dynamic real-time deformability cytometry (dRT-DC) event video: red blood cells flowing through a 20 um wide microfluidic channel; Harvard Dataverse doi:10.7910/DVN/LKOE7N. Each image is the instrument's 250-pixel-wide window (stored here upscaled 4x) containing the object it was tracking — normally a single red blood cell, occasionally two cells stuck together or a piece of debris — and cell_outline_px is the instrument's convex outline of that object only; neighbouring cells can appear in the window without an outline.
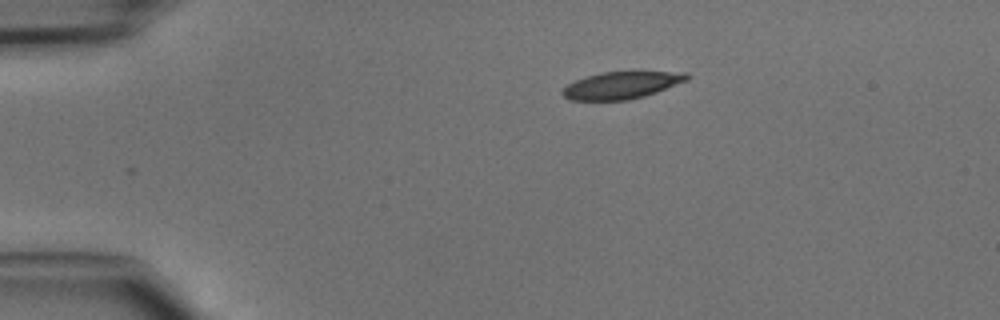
{"species": "common noctule bat (a hibernating species)", "species_latin": "Nyctalus noctula", "temperature_condition": "cold", "stored_images_in_passage": 39, "camera_frame_rate_fps": 3000, "um_per_image_px": 0.085, "animal": {"sex": "male", "body_mass_g": 15.6}, "frame": {"image": 1, "passage_image": 1, "time_ms": 0.0, "image_size_px": [1000, 320], "cell_outline_px": [[688, 80], [656, 92], [644, 96], [628, 100], [572, 100], [564, 96], [560, 92], [568, 84], [576, 80], [600, 72], [688, 72]], "centroid_in_image_um": [52.83, 7.25], "position_along_channel_um": 32.2, "area_um2": 19.42}}
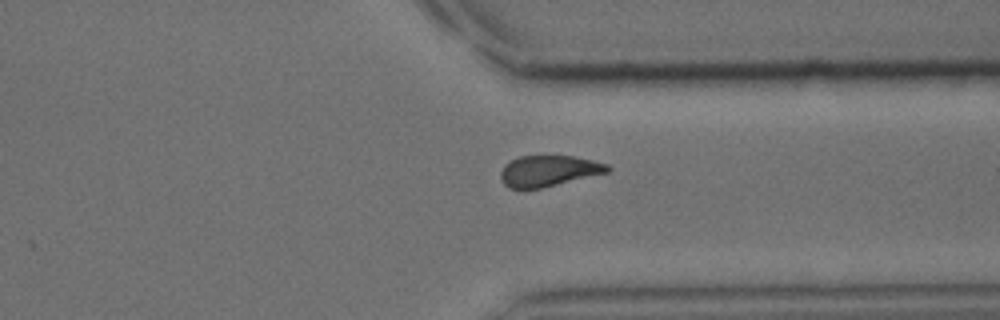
{"frame": {"image": 2, "passage_image": 28, "time_ms": 9.0, "image_size_px": [1000, 320], "cell_outline_px": [[612, 168], [608, 172], [540, 188], [520, 192], [508, 188], [504, 184], [500, 176], [500, 172], [504, 164], [508, 160], [520, 156], [572, 156], [592, 160], [608, 164]], "centroid_in_image_um": [46.55, 14.55], "position_along_channel_um": 364.8, "area_um2": 19.65}}
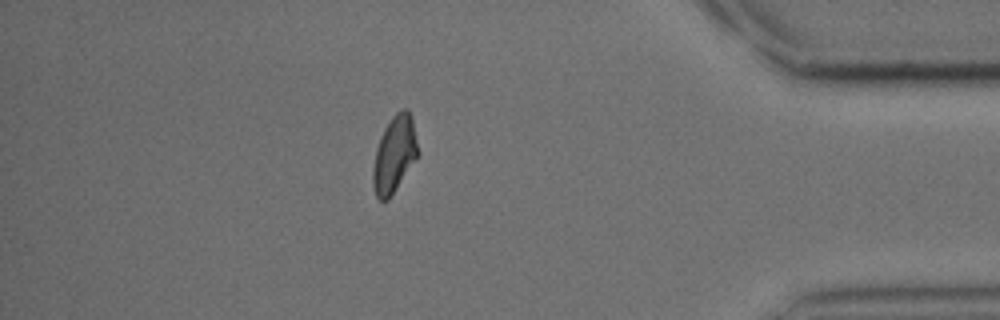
{"frame": {"image": 3, "passage_image": 33, "time_ms": 10.667, "image_size_px": [1000, 320], "cell_outline_px": [[420, 152], [388, 200], [380, 200], [376, 196], [372, 184], [372, 168], [376, 148], [380, 136], [384, 128], [392, 116], [396, 112], [404, 108], [408, 108], [412, 120]], "centroid_in_image_um": [33.51, 13.1], "position_along_channel_um": 401.7, "area_um2": 20.0}}